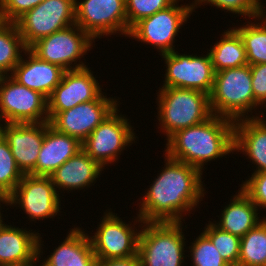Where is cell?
Instances as JSON below:
<instances>
[{
  "mask_svg": "<svg viewBox=\"0 0 266 266\" xmlns=\"http://www.w3.org/2000/svg\"><path fill=\"white\" fill-rule=\"evenodd\" d=\"M235 194L224 206L218 222L212 223L222 231L241 238L263 219L258 217V207L241 188Z\"/></svg>",
  "mask_w": 266,
  "mask_h": 266,
  "instance_id": "cb8c5ba5",
  "label": "cell"
},
{
  "mask_svg": "<svg viewBox=\"0 0 266 266\" xmlns=\"http://www.w3.org/2000/svg\"><path fill=\"white\" fill-rule=\"evenodd\" d=\"M157 114L160 131L168 140L181 129L205 122L213 114L209 95L205 92L186 88H159Z\"/></svg>",
  "mask_w": 266,
  "mask_h": 266,
  "instance_id": "3957f363",
  "label": "cell"
},
{
  "mask_svg": "<svg viewBox=\"0 0 266 266\" xmlns=\"http://www.w3.org/2000/svg\"><path fill=\"white\" fill-rule=\"evenodd\" d=\"M209 102L213 115L233 121L250 118L261 107L254 100L250 65L215 72Z\"/></svg>",
  "mask_w": 266,
  "mask_h": 266,
  "instance_id": "5b68a950",
  "label": "cell"
},
{
  "mask_svg": "<svg viewBox=\"0 0 266 266\" xmlns=\"http://www.w3.org/2000/svg\"><path fill=\"white\" fill-rule=\"evenodd\" d=\"M5 204V205H7V206H9L10 204H9V201H8V199H1L0 200V232L3 230V228L7 225V224H5L4 223V221H3V219H2V214H1V206H2V204Z\"/></svg>",
  "mask_w": 266,
  "mask_h": 266,
  "instance_id": "74e56055",
  "label": "cell"
},
{
  "mask_svg": "<svg viewBox=\"0 0 266 266\" xmlns=\"http://www.w3.org/2000/svg\"><path fill=\"white\" fill-rule=\"evenodd\" d=\"M160 56L166 64L164 84L161 88L176 87L197 90L208 95L211 93L215 71L208 52L206 55L197 56L180 54L174 50Z\"/></svg>",
  "mask_w": 266,
  "mask_h": 266,
  "instance_id": "4fadbf2b",
  "label": "cell"
},
{
  "mask_svg": "<svg viewBox=\"0 0 266 266\" xmlns=\"http://www.w3.org/2000/svg\"><path fill=\"white\" fill-rule=\"evenodd\" d=\"M238 266H266V217L240 238Z\"/></svg>",
  "mask_w": 266,
  "mask_h": 266,
  "instance_id": "4316f807",
  "label": "cell"
},
{
  "mask_svg": "<svg viewBox=\"0 0 266 266\" xmlns=\"http://www.w3.org/2000/svg\"><path fill=\"white\" fill-rule=\"evenodd\" d=\"M80 150L82 143L77 138L57 131L47 121L44 140L36 162L35 176H49Z\"/></svg>",
  "mask_w": 266,
  "mask_h": 266,
  "instance_id": "7402d4cb",
  "label": "cell"
},
{
  "mask_svg": "<svg viewBox=\"0 0 266 266\" xmlns=\"http://www.w3.org/2000/svg\"><path fill=\"white\" fill-rule=\"evenodd\" d=\"M178 1L181 0H177L164 10L139 20L130 28L128 38L153 46L156 50L158 49L159 55L173 52L175 50L173 44L179 29L186 24L192 12H195L192 3L179 6Z\"/></svg>",
  "mask_w": 266,
  "mask_h": 266,
  "instance_id": "8992f818",
  "label": "cell"
},
{
  "mask_svg": "<svg viewBox=\"0 0 266 266\" xmlns=\"http://www.w3.org/2000/svg\"><path fill=\"white\" fill-rule=\"evenodd\" d=\"M27 230L8 224L3 228L0 232V266L40 262L44 241L36 230Z\"/></svg>",
  "mask_w": 266,
  "mask_h": 266,
  "instance_id": "ac0fdd59",
  "label": "cell"
},
{
  "mask_svg": "<svg viewBox=\"0 0 266 266\" xmlns=\"http://www.w3.org/2000/svg\"><path fill=\"white\" fill-rule=\"evenodd\" d=\"M96 266H140L138 254L127 258L97 260Z\"/></svg>",
  "mask_w": 266,
  "mask_h": 266,
  "instance_id": "8d00e7d4",
  "label": "cell"
},
{
  "mask_svg": "<svg viewBox=\"0 0 266 266\" xmlns=\"http://www.w3.org/2000/svg\"><path fill=\"white\" fill-rule=\"evenodd\" d=\"M15 23L30 48L38 40L76 24L75 0H44Z\"/></svg>",
  "mask_w": 266,
  "mask_h": 266,
  "instance_id": "9c48e42d",
  "label": "cell"
},
{
  "mask_svg": "<svg viewBox=\"0 0 266 266\" xmlns=\"http://www.w3.org/2000/svg\"><path fill=\"white\" fill-rule=\"evenodd\" d=\"M4 76H5V74H3V73L0 71V85H1V82H2V80H3V78H4Z\"/></svg>",
  "mask_w": 266,
  "mask_h": 266,
  "instance_id": "60d3db41",
  "label": "cell"
},
{
  "mask_svg": "<svg viewBox=\"0 0 266 266\" xmlns=\"http://www.w3.org/2000/svg\"><path fill=\"white\" fill-rule=\"evenodd\" d=\"M93 73L88 67L64 72L61 82L47 99L49 120L58 112L97 100L103 94Z\"/></svg>",
  "mask_w": 266,
  "mask_h": 266,
  "instance_id": "2e32d148",
  "label": "cell"
},
{
  "mask_svg": "<svg viewBox=\"0 0 266 266\" xmlns=\"http://www.w3.org/2000/svg\"><path fill=\"white\" fill-rule=\"evenodd\" d=\"M260 1V2H259ZM262 0H194L192 2L193 9L200 7L201 5H212L216 8L222 9V11L237 14L241 17H248L251 20H255L259 17L262 10ZM199 5V6H198Z\"/></svg>",
  "mask_w": 266,
  "mask_h": 266,
  "instance_id": "1f68e13d",
  "label": "cell"
},
{
  "mask_svg": "<svg viewBox=\"0 0 266 266\" xmlns=\"http://www.w3.org/2000/svg\"><path fill=\"white\" fill-rule=\"evenodd\" d=\"M177 0H125L127 25L131 28L139 20L173 5Z\"/></svg>",
  "mask_w": 266,
  "mask_h": 266,
  "instance_id": "d6a6232c",
  "label": "cell"
},
{
  "mask_svg": "<svg viewBox=\"0 0 266 266\" xmlns=\"http://www.w3.org/2000/svg\"><path fill=\"white\" fill-rule=\"evenodd\" d=\"M76 24L94 40L114 34L128 37L125 0H75Z\"/></svg>",
  "mask_w": 266,
  "mask_h": 266,
  "instance_id": "8fae6325",
  "label": "cell"
},
{
  "mask_svg": "<svg viewBox=\"0 0 266 266\" xmlns=\"http://www.w3.org/2000/svg\"><path fill=\"white\" fill-rule=\"evenodd\" d=\"M24 55L27 57L21 58L10 76L21 85L40 92L48 99L61 82L66 70L40 59L29 48Z\"/></svg>",
  "mask_w": 266,
  "mask_h": 266,
  "instance_id": "d6986e66",
  "label": "cell"
},
{
  "mask_svg": "<svg viewBox=\"0 0 266 266\" xmlns=\"http://www.w3.org/2000/svg\"><path fill=\"white\" fill-rule=\"evenodd\" d=\"M119 99L107 98L104 93L97 99L80 103L56 113L49 124L59 132L77 138L81 143L118 106Z\"/></svg>",
  "mask_w": 266,
  "mask_h": 266,
  "instance_id": "9a60e30c",
  "label": "cell"
},
{
  "mask_svg": "<svg viewBox=\"0 0 266 266\" xmlns=\"http://www.w3.org/2000/svg\"><path fill=\"white\" fill-rule=\"evenodd\" d=\"M45 131L46 122L0 124V134L8 142L16 165L23 175L35 176Z\"/></svg>",
  "mask_w": 266,
  "mask_h": 266,
  "instance_id": "e0dca14e",
  "label": "cell"
},
{
  "mask_svg": "<svg viewBox=\"0 0 266 266\" xmlns=\"http://www.w3.org/2000/svg\"><path fill=\"white\" fill-rule=\"evenodd\" d=\"M256 20L255 23L248 19L245 24L233 27L242 38L248 65L266 63V23L259 17Z\"/></svg>",
  "mask_w": 266,
  "mask_h": 266,
  "instance_id": "83f0119b",
  "label": "cell"
},
{
  "mask_svg": "<svg viewBox=\"0 0 266 266\" xmlns=\"http://www.w3.org/2000/svg\"><path fill=\"white\" fill-rule=\"evenodd\" d=\"M191 244L188 252L191 254L192 266H230L203 232Z\"/></svg>",
  "mask_w": 266,
  "mask_h": 266,
  "instance_id": "4dcf8cb0",
  "label": "cell"
},
{
  "mask_svg": "<svg viewBox=\"0 0 266 266\" xmlns=\"http://www.w3.org/2000/svg\"><path fill=\"white\" fill-rule=\"evenodd\" d=\"M221 35L220 40L207 50L214 71L247 65L245 47L239 33L234 28H228Z\"/></svg>",
  "mask_w": 266,
  "mask_h": 266,
  "instance_id": "d4e9b609",
  "label": "cell"
},
{
  "mask_svg": "<svg viewBox=\"0 0 266 266\" xmlns=\"http://www.w3.org/2000/svg\"><path fill=\"white\" fill-rule=\"evenodd\" d=\"M22 177L23 174L16 165L8 142L0 134V197L7 199Z\"/></svg>",
  "mask_w": 266,
  "mask_h": 266,
  "instance_id": "f1b7e54d",
  "label": "cell"
},
{
  "mask_svg": "<svg viewBox=\"0 0 266 266\" xmlns=\"http://www.w3.org/2000/svg\"><path fill=\"white\" fill-rule=\"evenodd\" d=\"M235 151L243 152L252 161L256 167L252 173L266 172V120L263 112L234 121Z\"/></svg>",
  "mask_w": 266,
  "mask_h": 266,
  "instance_id": "ffe728a7",
  "label": "cell"
},
{
  "mask_svg": "<svg viewBox=\"0 0 266 266\" xmlns=\"http://www.w3.org/2000/svg\"><path fill=\"white\" fill-rule=\"evenodd\" d=\"M44 0H0V20L16 22L27 11H30Z\"/></svg>",
  "mask_w": 266,
  "mask_h": 266,
  "instance_id": "e575fe53",
  "label": "cell"
},
{
  "mask_svg": "<svg viewBox=\"0 0 266 266\" xmlns=\"http://www.w3.org/2000/svg\"><path fill=\"white\" fill-rule=\"evenodd\" d=\"M68 233L39 266H96L97 258L89 234L75 225Z\"/></svg>",
  "mask_w": 266,
  "mask_h": 266,
  "instance_id": "603a6c76",
  "label": "cell"
},
{
  "mask_svg": "<svg viewBox=\"0 0 266 266\" xmlns=\"http://www.w3.org/2000/svg\"><path fill=\"white\" fill-rule=\"evenodd\" d=\"M203 228L202 232L211 240L221 257L230 265L238 266L240 252V237L222 231L211 221Z\"/></svg>",
  "mask_w": 266,
  "mask_h": 266,
  "instance_id": "f546056e",
  "label": "cell"
},
{
  "mask_svg": "<svg viewBox=\"0 0 266 266\" xmlns=\"http://www.w3.org/2000/svg\"><path fill=\"white\" fill-rule=\"evenodd\" d=\"M93 43L95 40L74 24L38 40L29 49L40 59L68 71L88 67L80 60L95 47Z\"/></svg>",
  "mask_w": 266,
  "mask_h": 266,
  "instance_id": "52a82bcc",
  "label": "cell"
},
{
  "mask_svg": "<svg viewBox=\"0 0 266 266\" xmlns=\"http://www.w3.org/2000/svg\"><path fill=\"white\" fill-rule=\"evenodd\" d=\"M47 121V98L40 92L21 85L10 75H5L0 85V124Z\"/></svg>",
  "mask_w": 266,
  "mask_h": 266,
  "instance_id": "30bf717a",
  "label": "cell"
},
{
  "mask_svg": "<svg viewBox=\"0 0 266 266\" xmlns=\"http://www.w3.org/2000/svg\"><path fill=\"white\" fill-rule=\"evenodd\" d=\"M164 167L138 205L144 222H182L205 196L202 172L165 154Z\"/></svg>",
  "mask_w": 266,
  "mask_h": 266,
  "instance_id": "6da1fadb",
  "label": "cell"
},
{
  "mask_svg": "<svg viewBox=\"0 0 266 266\" xmlns=\"http://www.w3.org/2000/svg\"><path fill=\"white\" fill-rule=\"evenodd\" d=\"M106 212V213H105ZM97 231L89 236L97 260L127 258L137 255L140 229L129 224L108 209Z\"/></svg>",
  "mask_w": 266,
  "mask_h": 266,
  "instance_id": "7c38bea8",
  "label": "cell"
},
{
  "mask_svg": "<svg viewBox=\"0 0 266 266\" xmlns=\"http://www.w3.org/2000/svg\"><path fill=\"white\" fill-rule=\"evenodd\" d=\"M137 222L141 229L137 251L140 266H184L183 222H144L138 215L135 226Z\"/></svg>",
  "mask_w": 266,
  "mask_h": 266,
  "instance_id": "277c9868",
  "label": "cell"
},
{
  "mask_svg": "<svg viewBox=\"0 0 266 266\" xmlns=\"http://www.w3.org/2000/svg\"><path fill=\"white\" fill-rule=\"evenodd\" d=\"M263 4L265 5L266 3H262V10H261V13L259 15V18H261L262 20H266V10H265Z\"/></svg>",
  "mask_w": 266,
  "mask_h": 266,
  "instance_id": "f35d334b",
  "label": "cell"
},
{
  "mask_svg": "<svg viewBox=\"0 0 266 266\" xmlns=\"http://www.w3.org/2000/svg\"><path fill=\"white\" fill-rule=\"evenodd\" d=\"M27 49L17 24L0 20V71L10 75Z\"/></svg>",
  "mask_w": 266,
  "mask_h": 266,
  "instance_id": "484cf974",
  "label": "cell"
},
{
  "mask_svg": "<svg viewBox=\"0 0 266 266\" xmlns=\"http://www.w3.org/2000/svg\"><path fill=\"white\" fill-rule=\"evenodd\" d=\"M37 261L33 264H23V265H8V266H37Z\"/></svg>",
  "mask_w": 266,
  "mask_h": 266,
  "instance_id": "ab89813d",
  "label": "cell"
},
{
  "mask_svg": "<svg viewBox=\"0 0 266 266\" xmlns=\"http://www.w3.org/2000/svg\"><path fill=\"white\" fill-rule=\"evenodd\" d=\"M119 112L117 107L82 142V149L103 168L119 161L123 150L136 142L133 126Z\"/></svg>",
  "mask_w": 266,
  "mask_h": 266,
  "instance_id": "ba28073f",
  "label": "cell"
},
{
  "mask_svg": "<svg viewBox=\"0 0 266 266\" xmlns=\"http://www.w3.org/2000/svg\"><path fill=\"white\" fill-rule=\"evenodd\" d=\"M103 167L93 160L83 149L69 158L49 175L58 193L62 190H83L91 187L100 177ZM94 183V184H93ZM60 190V191H59Z\"/></svg>",
  "mask_w": 266,
  "mask_h": 266,
  "instance_id": "44dd1931",
  "label": "cell"
},
{
  "mask_svg": "<svg viewBox=\"0 0 266 266\" xmlns=\"http://www.w3.org/2000/svg\"><path fill=\"white\" fill-rule=\"evenodd\" d=\"M165 154L203 173L209 161L234 153V121L212 115L205 122L181 129L166 142Z\"/></svg>",
  "mask_w": 266,
  "mask_h": 266,
  "instance_id": "7a4b0ae2",
  "label": "cell"
},
{
  "mask_svg": "<svg viewBox=\"0 0 266 266\" xmlns=\"http://www.w3.org/2000/svg\"><path fill=\"white\" fill-rule=\"evenodd\" d=\"M254 100L266 107V63L250 65Z\"/></svg>",
  "mask_w": 266,
  "mask_h": 266,
  "instance_id": "d590c367",
  "label": "cell"
},
{
  "mask_svg": "<svg viewBox=\"0 0 266 266\" xmlns=\"http://www.w3.org/2000/svg\"><path fill=\"white\" fill-rule=\"evenodd\" d=\"M59 195L49 176L23 175L7 199L10 207H20L30 221L36 222L54 218L61 213L62 200Z\"/></svg>",
  "mask_w": 266,
  "mask_h": 266,
  "instance_id": "5bb4252c",
  "label": "cell"
},
{
  "mask_svg": "<svg viewBox=\"0 0 266 266\" xmlns=\"http://www.w3.org/2000/svg\"><path fill=\"white\" fill-rule=\"evenodd\" d=\"M242 182L241 189L258 209H266V172L252 173L251 177Z\"/></svg>",
  "mask_w": 266,
  "mask_h": 266,
  "instance_id": "836d02e7",
  "label": "cell"
}]
</instances>
